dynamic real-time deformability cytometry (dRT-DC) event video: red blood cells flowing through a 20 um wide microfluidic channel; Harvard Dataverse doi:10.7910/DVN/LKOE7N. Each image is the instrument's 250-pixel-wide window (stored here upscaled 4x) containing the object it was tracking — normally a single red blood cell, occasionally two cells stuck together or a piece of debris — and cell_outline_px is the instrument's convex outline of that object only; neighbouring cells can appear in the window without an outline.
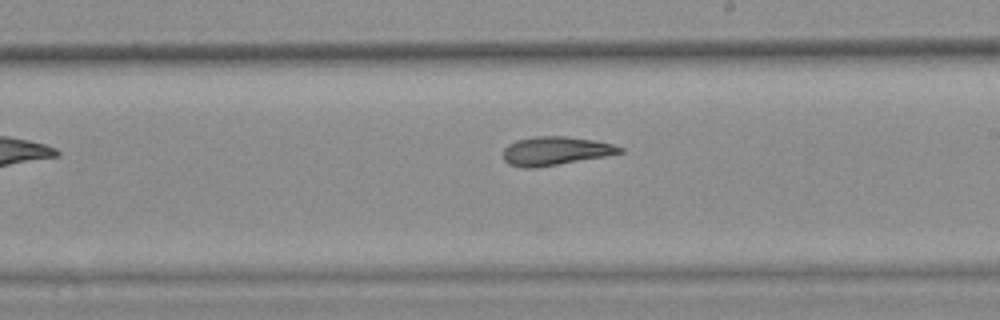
{"species": "common noctule bat (a hibernating species)", "species_latin": "Nyctalus noctula", "temperature_condition": "warm", "stored_images_in_passage": 10, "camera_frame_rate_fps": 3000, "um_per_image_px": 0.085, "animal": {"sex": "female", "body_mass_g": 25.1}, "frame": {"image": 1, "passage_image": 10, "time_ms": 3.0, "image_size_px": [1000, 320], "cell_outline_px": [[624, 152], [604, 156], [532, 168], [524, 168], [508, 164], [504, 160], [504, 148], [508, 144], [516, 140], [536, 136], [564, 136], [592, 140], [612, 144], [624, 148]], "centroid_in_image_um": [47.18, 12.82], "position_along_channel_um": 241.8, "area_um2": 19.13}}